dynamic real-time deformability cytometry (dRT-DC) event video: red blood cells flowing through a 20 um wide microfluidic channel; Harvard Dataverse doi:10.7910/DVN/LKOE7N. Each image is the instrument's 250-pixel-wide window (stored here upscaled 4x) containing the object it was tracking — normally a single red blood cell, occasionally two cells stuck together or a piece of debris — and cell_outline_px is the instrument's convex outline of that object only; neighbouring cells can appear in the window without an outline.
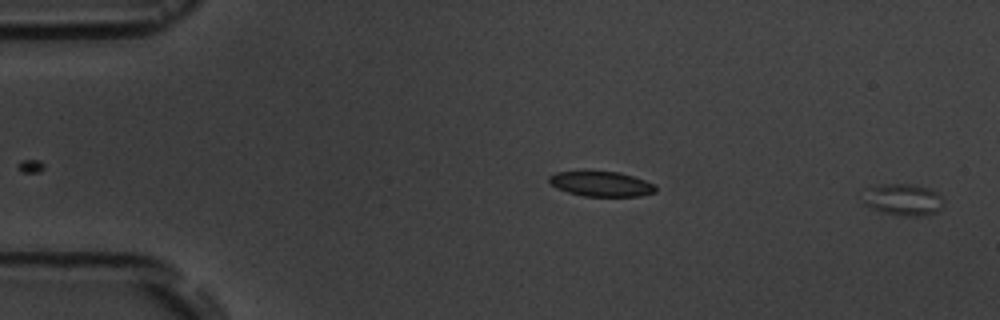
{"species": "common noctule bat (a hibernating species)", "species_latin": "Nyctalus noctula", "temperature_condition": "room temperature", "stored_images_in_passage": 4, "camera_frame_rate_fps": 3000, "um_per_image_px": 0.085, "animal": {"sex": "male", "body_mass_g": 19.5, "forearm_length_mm": 54.6}, "frame": {"image": 1, "passage_image": 4, "time_ms": 4.333, "image_size_px": [1000, 320], "cell_outline_px": [[944, 204], [936, 212], [924, 216], [904, 216], [884, 212], [872, 208], [864, 204], [864, 188], [880, 184], [916, 184], [928, 188], [936, 192], [944, 200]], "centroid_in_image_um": [76.76, 16.95], "position_along_channel_um": 8.2, "area_um2": 15.03}}